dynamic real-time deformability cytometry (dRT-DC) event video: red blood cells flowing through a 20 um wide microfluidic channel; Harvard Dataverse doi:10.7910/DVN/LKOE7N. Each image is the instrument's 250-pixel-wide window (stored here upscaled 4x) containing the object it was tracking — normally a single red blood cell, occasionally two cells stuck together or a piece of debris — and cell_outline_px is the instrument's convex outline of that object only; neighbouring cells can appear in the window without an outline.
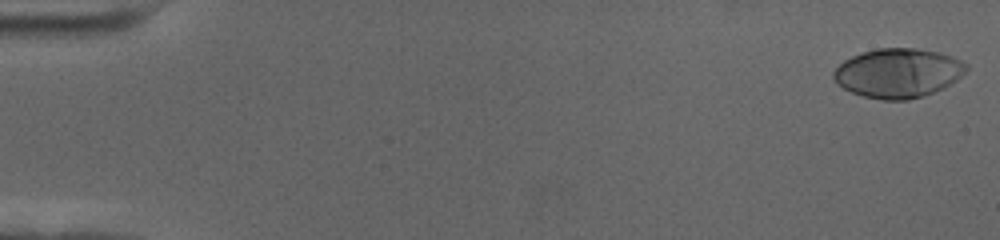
{"species": "human", "species_latin": "Homo sapiens", "temperature_condition": "cold", "stored_images_in_passage": 59, "segment_of_instrument_passage": [1, 2], "camera_frame_rate_fps": 3000, "um_per_image_px": 0.085, "donor": {"sex": "female"}, "frame": {"image": 1, "passage_image": 1, "time_ms": 0.0, "image_size_px": [1000, 240], "cell_outline_px": [[968, 68], [956, 80], [944, 88], [924, 96], [908, 100], [880, 100], [864, 96], [852, 92], [844, 88], [832, 76], [832, 72], [844, 60], [852, 56], [876, 48], [916, 48], [940, 52], [952, 56], [968, 64]], "centroid_in_image_um": [76.36, 6.21], "position_along_channel_um": 8.6, "area_um2": 38.09}}
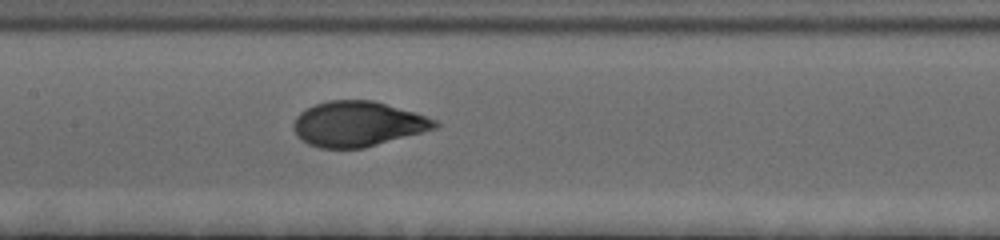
{"frame": {"image": 2, "passage_image": 29, "time_ms": 9.333, "image_size_px": [1000, 240], "cell_outline_px": [[440, 124], [436, 128], [364, 148], [320, 148], [308, 144], [296, 136], [292, 128], [292, 124], [296, 116], [300, 112], [316, 104], [328, 100], [372, 100], [412, 112], [436, 120]], "centroid_in_image_um": [30.35, 10.54], "position_along_channel_um": 177.1, "area_um2": 36.93}}
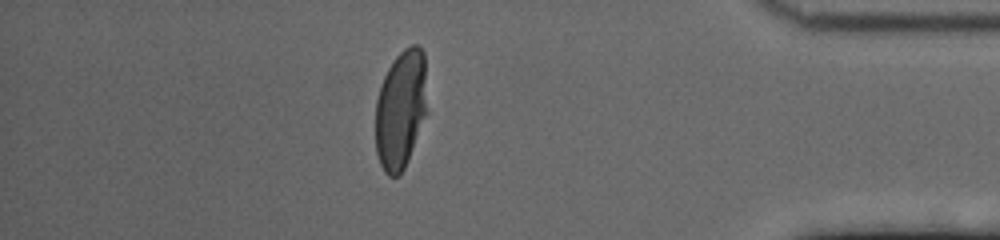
{"frame": {"image": 3, "passage_image": 51, "time_ms": 16.667, "image_size_px": [1000, 240], "cell_outline_px": [[428, 112], [408, 160], [400, 176], [388, 176], [384, 172], [380, 164], [376, 152], [376, 100], [380, 84], [388, 68], [396, 56], [404, 48], [412, 44], [416, 44], [424, 52]], "centroid_in_image_um": [34.08, 9.3], "position_along_channel_um": 401.1, "area_um2": 36.36}}